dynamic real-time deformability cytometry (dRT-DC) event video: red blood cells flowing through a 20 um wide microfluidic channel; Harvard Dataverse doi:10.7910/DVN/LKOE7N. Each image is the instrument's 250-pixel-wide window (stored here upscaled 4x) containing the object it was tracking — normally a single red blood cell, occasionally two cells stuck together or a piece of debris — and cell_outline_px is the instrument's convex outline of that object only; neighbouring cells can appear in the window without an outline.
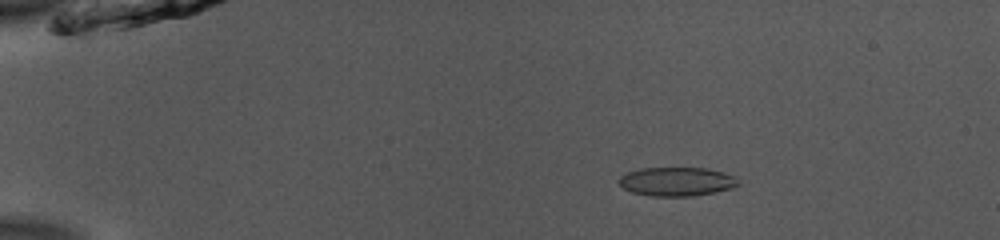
{"species": "common noctule bat (a hibernating species)", "species_latin": "Nyctalus noctula", "temperature_condition": "room temperature", "stored_images_in_passage": 53, "camera_frame_rate_fps": 3000, "um_per_image_px": 0.085, "animal": {"sex": "male", "body_mass_g": 13.0, "forearm_length_mm": 53.1}, "frame": {"image": 1, "passage_image": 10, "time_ms": 3.0, "image_size_px": [1000, 240], "cell_outline_px": [[740, 184], [732, 188], [692, 196], [652, 196], [632, 192], [624, 188], [620, 184], [620, 176], [628, 172], [640, 168], [708, 168], [724, 172], [732, 176]], "centroid_in_image_um": [57.51, 15.43], "position_along_channel_um": 27.5, "area_um2": 19.83}}
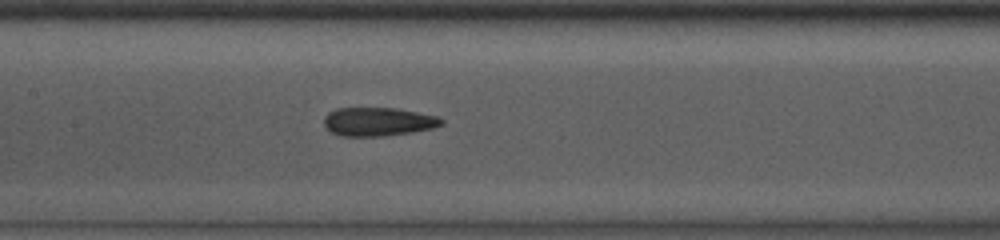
{"frame": {"image": 2, "passage_image": 27, "time_ms": 8.667, "image_size_px": [1000, 240], "cell_outline_px": [[444, 124], [432, 128], [412, 132], [384, 136], [340, 136], [332, 132], [324, 124], [324, 116], [328, 112], [336, 108], [396, 108], [436, 116], [444, 120]], "centroid_in_image_um": [32.13, 10.34], "position_along_channel_um": 175.3, "area_um2": 19.54}}
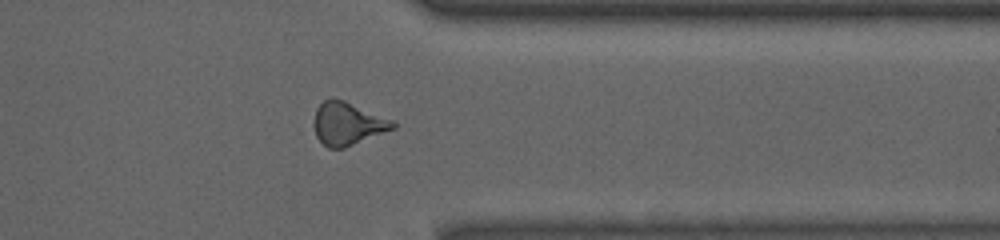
{"frame": {"image": 3, "passage_image": 43, "time_ms": 14.0, "image_size_px": [1000, 240], "cell_outline_px": [[396, 128], [344, 148], [328, 148], [316, 136], [312, 124], [316, 108], [324, 100], [332, 96], [344, 100], [392, 120], [396, 124]], "centroid_in_image_um": [29.51, 10.5], "position_along_channel_um": 381.9, "area_um2": 19.83}, "authors_computed_cell_mechanics": {"area_um2": 19.8832, "velocity_mm_per_s": 3.9248, "shape_relaxation_time_tau1_ms": null, "shape_relaxation_time_tau2_ms": 2.385, "deformation_change_tau1": null, "deformation_change_tau2": 0.1}}